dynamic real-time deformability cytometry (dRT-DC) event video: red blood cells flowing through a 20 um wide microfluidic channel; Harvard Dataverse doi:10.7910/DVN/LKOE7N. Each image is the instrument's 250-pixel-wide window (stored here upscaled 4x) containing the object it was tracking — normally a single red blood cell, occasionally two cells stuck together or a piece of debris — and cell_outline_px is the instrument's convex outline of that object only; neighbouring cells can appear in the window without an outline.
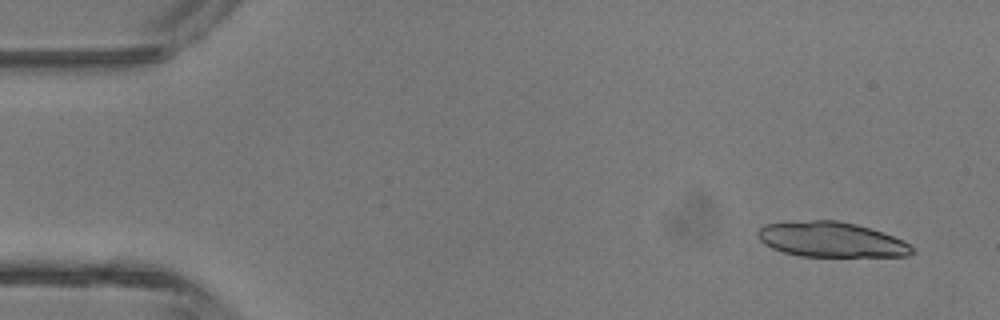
{"species": "common noctule bat (a hibernating species)", "species_latin": "Nyctalus noctula", "temperature_condition": "room temperature", "stored_images_in_passage": 3, "camera_frame_rate_fps": 3000, "um_per_image_px": 0.085, "animal": {"sex": "male", "body_mass_g": 13.3}, "frame": {"image": 1, "passage_image": 1, "time_ms": 0.0, "image_size_px": [1000, 320], "cell_outline_px": [[916, 248], [908, 256], [800, 256], [784, 252], [772, 248], [764, 244], [756, 236], [756, 232], [764, 224], [812, 220], [836, 220], [856, 224], [904, 240]], "centroid_in_image_um": [70.64, 20.36], "position_along_channel_um": 14.4, "area_um2": 31.44}}